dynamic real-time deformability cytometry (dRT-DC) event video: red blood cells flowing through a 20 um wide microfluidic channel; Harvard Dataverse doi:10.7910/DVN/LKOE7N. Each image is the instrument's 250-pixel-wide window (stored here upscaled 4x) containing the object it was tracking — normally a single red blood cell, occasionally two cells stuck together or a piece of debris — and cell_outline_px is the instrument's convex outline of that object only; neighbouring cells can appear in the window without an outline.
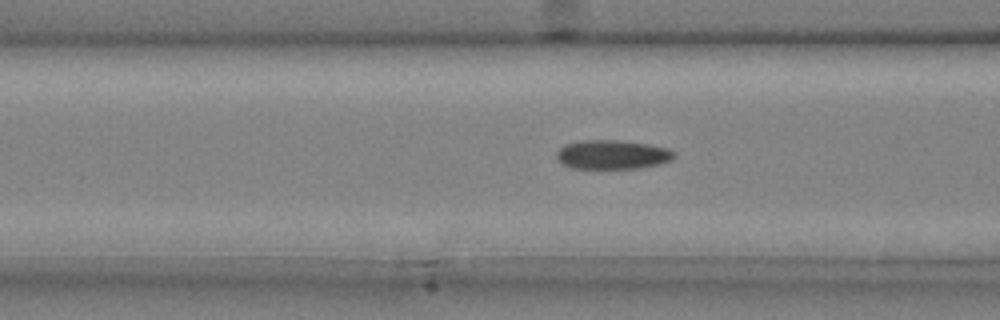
{"species": "common noctule bat (a hibernating species)", "species_latin": "Nyctalus noctula", "temperature_condition": "cold", "stored_images_in_passage": 48, "camera_frame_rate_fps": 3000, "um_per_image_px": 0.085, "animal": {"sex": "male", "body_mass_g": 20.4}, "frame": {"image": 1, "passage_image": 19, "time_ms": 6.0, "image_size_px": [1000, 320], "cell_outline_px": [[676, 156], [672, 160], [660, 164], [636, 168], [572, 168], [560, 164], [556, 160], [556, 152], [564, 144], [580, 140], [616, 140], [648, 144], [668, 148], [676, 152]], "centroid_in_image_um": [52.03, 13.14], "position_along_channel_um": 114.6, "area_um2": 20.17}}
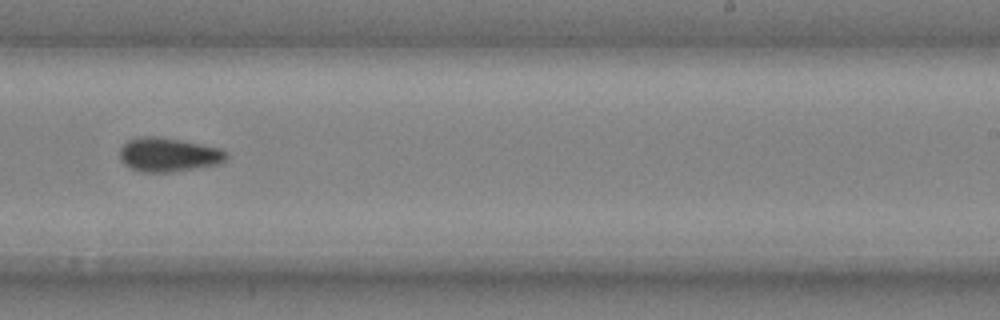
{"frame": {"image": 2, "passage_image": 31, "time_ms": 10.0, "image_size_px": [1000, 320], "cell_outline_px": [[228, 160], [220, 164], [196, 168], [168, 172], [140, 172], [124, 164], [120, 160], [120, 148], [128, 140], [140, 136], [160, 136], [220, 148], [228, 152]], "centroid_in_image_um": [14.34, 13.15], "position_along_channel_um": 274.7, "area_um2": 21.27}}
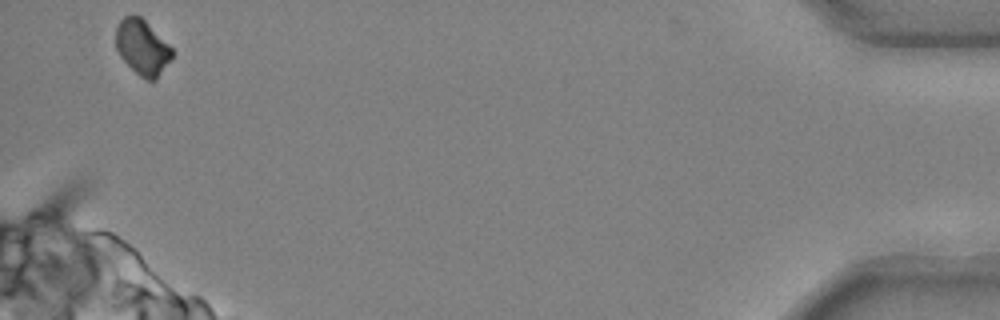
{"frame": {"image": 3, "passage_image": 47, "time_ms": 15.333, "image_size_px": [1000, 320], "cell_outline_px": [[172, 60], [156, 80], [148, 80], [140, 76], [120, 56], [116, 48], [116, 28], [120, 20], [124, 16], [140, 16], [172, 48]], "centroid_in_image_um": [12.1, 4.04], "position_along_channel_um": 423.1, "area_um2": 17.8}, "authors_computed_cell_mechanics": {"area_um2": 19.9988, "velocity_mm_per_s": 4.0114, "shape_relaxation_time_tau1_ms": null, "shape_relaxation_time_tau2_ms": 5.9654, "deformation_change_tau1": null, "deformation_change_tau2": 0.1012}}